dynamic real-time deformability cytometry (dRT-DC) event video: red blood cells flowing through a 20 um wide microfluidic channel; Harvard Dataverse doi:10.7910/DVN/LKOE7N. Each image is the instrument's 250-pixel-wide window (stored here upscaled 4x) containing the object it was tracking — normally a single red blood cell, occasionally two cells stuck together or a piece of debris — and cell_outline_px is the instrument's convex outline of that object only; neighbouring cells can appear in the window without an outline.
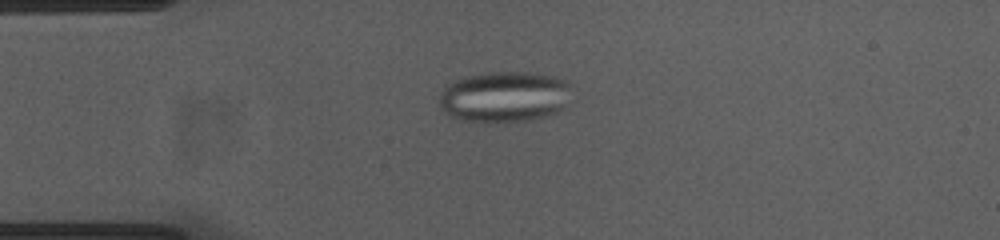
{"species": "common noctule bat (a hibernating species)", "species_latin": "Nyctalus noctula", "temperature_condition": "cold", "stored_images_in_passage": 48, "camera_frame_rate_fps": 3000, "um_per_image_px": 0.085, "animal": {"sex": "female", "body_mass_g": 23.0, "forearm_length_mm": 53.4}, "frame": {"image": 1, "passage_image": 7, "time_ms": 2.0, "image_size_px": [1000, 240], "cell_outline_px": [[572, 84], [560, 108], [556, 112], [544, 116], [528, 120], [460, 120], [444, 112], [440, 108], [440, 96], [444, 88], [448, 84], [464, 76], [488, 72], [524, 72], [552, 76], [568, 80]], "centroid_in_image_um": [42.83, 8.18], "position_along_channel_um": 42.2, "area_um2": 38.26}}
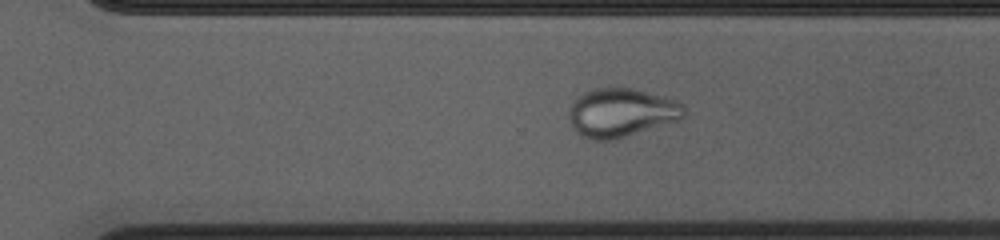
{"frame": {"image": 2, "passage_image": 31, "time_ms": 10.0, "image_size_px": [1000, 240], "cell_outline_px": [[684, 116], [680, 120], [612, 140], [596, 140], [584, 136], [568, 120], [568, 112], [572, 104], [584, 92], [596, 88], [632, 88], [676, 100], [684, 104]], "centroid_in_image_um": [52.84, 9.57], "position_along_channel_um": 317.8, "area_um2": 32.14}}
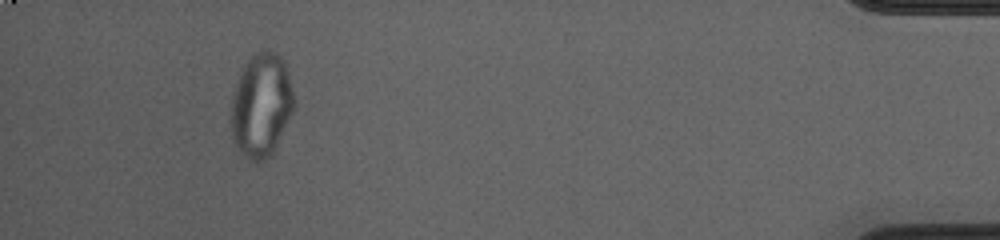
{"frame": {"image": 3, "passage_image": 44, "time_ms": 14.333, "image_size_px": [1000, 240], "cell_outline_px": [[296, 104], [272, 152], [260, 164], [256, 164], [248, 160], [240, 152], [232, 136], [232, 96], [236, 84], [244, 64], [260, 48], [272, 48], [284, 60], [296, 100]], "centroid_in_image_um": [22.23, 8.9], "position_along_channel_um": 413.0, "area_um2": 38.21}}